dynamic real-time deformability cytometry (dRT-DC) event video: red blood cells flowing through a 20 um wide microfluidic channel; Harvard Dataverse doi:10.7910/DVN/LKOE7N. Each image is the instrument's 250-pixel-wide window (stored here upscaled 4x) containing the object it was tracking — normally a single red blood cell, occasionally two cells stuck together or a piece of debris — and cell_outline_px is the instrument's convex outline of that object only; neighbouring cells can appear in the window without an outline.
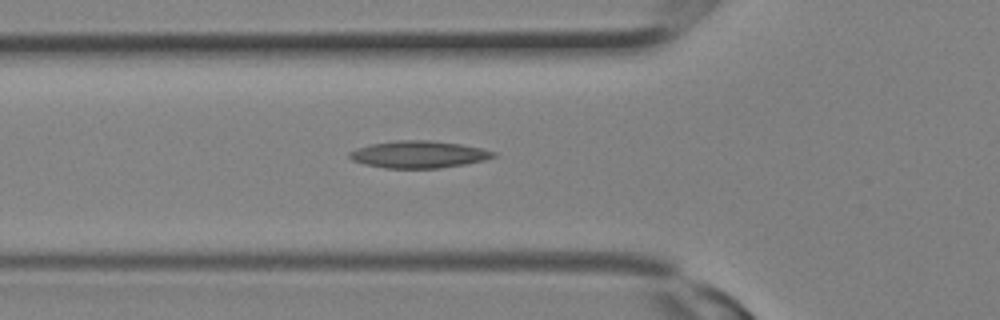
{"species": "Egyptian fruit bat (a non-hibernating species)", "species_latin": "Rousettus aegyptiacus", "temperature_condition": "room temperature", "stored_images_in_passage": 7, "camera_frame_rate_fps": 3000, "um_per_image_px": 0.085, "animal": {"sex": "female"}, "frame": {"image": 1, "passage_image": 5, "time_ms": 1.333, "image_size_px": [1000, 320], "cell_outline_px": [[496, 156], [484, 160], [464, 164], [440, 168], [384, 168], [364, 164], [352, 160], [348, 156], [348, 152], [356, 148], [372, 144], [396, 140], [428, 140], [460, 144], [484, 148], [496, 152]], "centroid_in_image_um": [35.58, 13.12], "position_along_channel_um": 90.2, "area_um2": 22.77}}
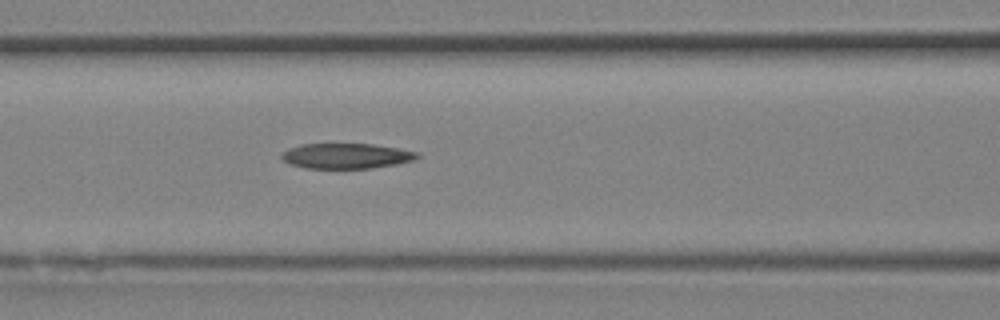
{"frame": {"image": 2, "passage_image": 7, "time_ms": 2.0, "image_size_px": [1000, 320], "cell_outline_px": [[420, 156], [412, 160], [396, 164], [372, 168], [304, 168], [292, 164], [284, 160], [280, 156], [288, 148], [300, 144], [372, 144], [420, 152]], "centroid_in_image_um": [29.44, 13.25], "position_along_channel_um": 137.2, "area_um2": 19.83}}